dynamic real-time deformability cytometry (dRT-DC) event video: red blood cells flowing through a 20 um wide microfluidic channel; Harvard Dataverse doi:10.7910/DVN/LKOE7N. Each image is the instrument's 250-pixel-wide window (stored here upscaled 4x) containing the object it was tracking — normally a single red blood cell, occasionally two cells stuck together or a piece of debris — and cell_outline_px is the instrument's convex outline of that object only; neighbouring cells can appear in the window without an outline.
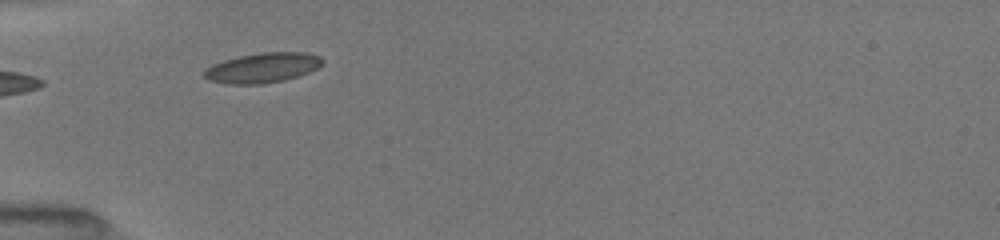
{"species": "common noctule bat (a hibernating species)", "species_latin": "Nyctalus noctula", "temperature_condition": "room temperature", "stored_images_in_passage": 11, "camera_frame_rate_fps": 3000, "um_per_image_px": 0.085, "animal": {"sex": "female", "body_mass_g": 19.5, "forearm_length_mm": 54.1}, "frame": {"image": 1, "passage_image": 1, "time_ms": 0.0, "image_size_px": [1000, 240], "cell_outline_px": [[324, 64], [308, 72], [284, 80], [260, 84], [228, 84], [208, 80], [200, 72], [212, 64], [224, 60], [240, 56], [260, 52], [304, 52], [320, 56], [324, 60]], "centroid_in_image_um": [22.29, 5.75], "position_along_channel_um": 62.7, "area_um2": 20.69}}
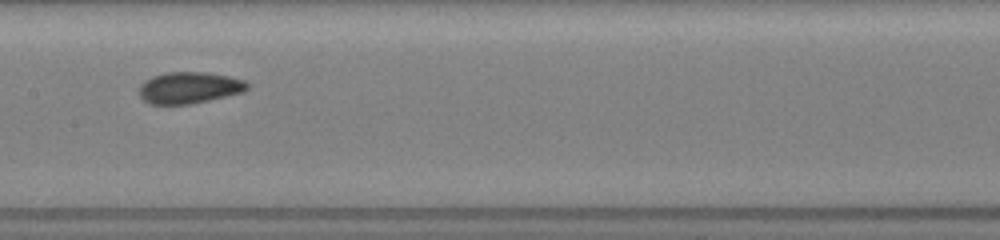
{"frame": {"image": 2, "passage_image": 7, "time_ms": 3.333, "image_size_px": [1000, 240], "cell_outline_px": [[248, 88], [244, 92], [208, 100], [188, 104], [148, 104], [140, 96], [140, 84], [144, 80], [152, 76], [168, 72], [204, 72], [228, 76], [244, 80], [248, 84]], "centroid_in_image_um": [16.07, 7.45], "position_along_channel_um": 191.3, "area_um2": 19.77}}
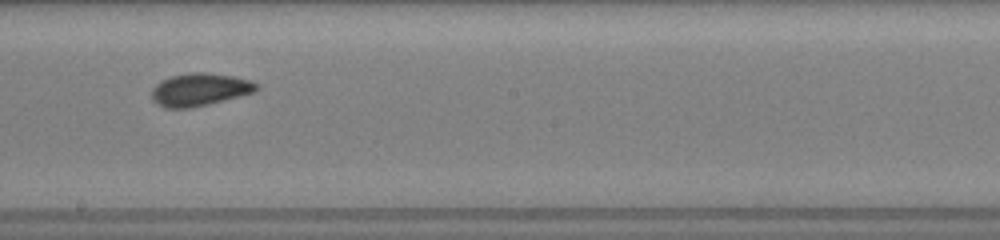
{"frame": {"image": 3, "passage_image": 10, "time_ms": 4.333, "image_size_px": [1000, 240], "cell_outline_px": [[260, 84], [252, 92], [240, 96], [192, 108], [164, 108], [152, 100], [152, 88], [160, 80], [172, 76], [188, 72], [208, 72], [232, 76], [252, 80]], "centroid_in_image_um": [16.95, 7.6], "position_along_channel_um": 231.2, "area_um2": 20.06}}